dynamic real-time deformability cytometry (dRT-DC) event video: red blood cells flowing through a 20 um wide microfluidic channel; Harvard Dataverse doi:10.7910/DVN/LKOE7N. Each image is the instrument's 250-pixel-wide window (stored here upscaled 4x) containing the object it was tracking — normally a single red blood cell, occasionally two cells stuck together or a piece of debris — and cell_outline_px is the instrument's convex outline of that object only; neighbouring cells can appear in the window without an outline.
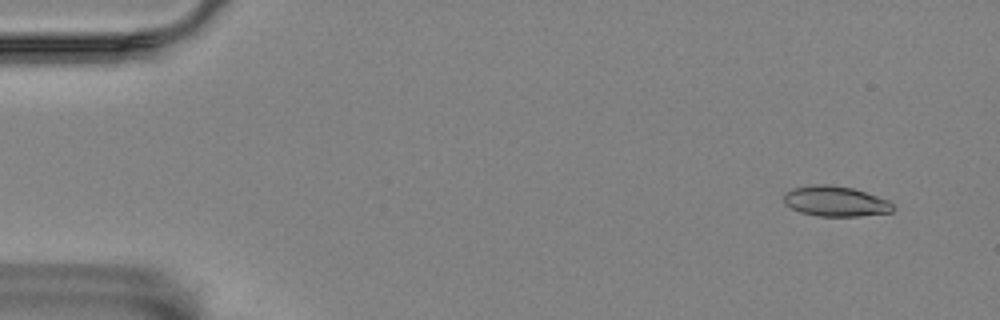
{"species": "Egyptian fruit bat (a non-hibernating species)", "species_latin": "Rousettus aegyptiacus", "temperature_condition": "room temperature", "stored_images_in_passage": 5, "camera_frame_rate_fps": 3000, "um_per_image_px": 0.085, "animal": {"sex": "female"}, "frame": {"image": 1, "passage_image": 1, "time_ms": 0.0, "image_size_px": [1000, 320], "cell_outline_px": [[896, 208], [892, 212], [860, 216], [820, 216], [800, 212], [784, 204], [784, 192], [792, 188], [812, 184], [832, 184], [852, 188], [888, 200]], "centroid_in_image_um": [70.99, 17.1], "position_along_channel_um": 14.0, "area_um2": 19.36}}